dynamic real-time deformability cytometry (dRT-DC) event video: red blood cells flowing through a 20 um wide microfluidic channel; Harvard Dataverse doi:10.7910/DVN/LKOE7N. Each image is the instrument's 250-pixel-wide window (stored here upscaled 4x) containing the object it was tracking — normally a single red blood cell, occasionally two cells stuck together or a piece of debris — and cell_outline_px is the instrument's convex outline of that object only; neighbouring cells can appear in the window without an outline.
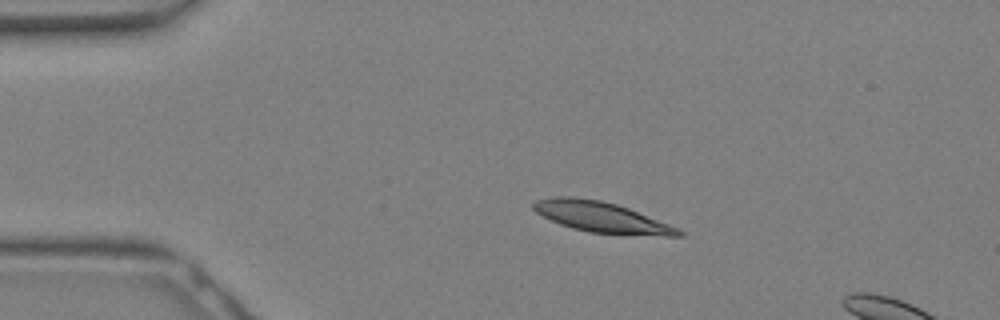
{"species": "Egyptian fruit bat (a non-hibernating species)", "species_latin": "Rousettus aegyptiacus", "temperature_condition": "warm", "stored_images_in_passage": 9, "camera_frame_rate_fps": 3000, "um_per_image_px": 0.085, "animal": {"sex": "female"}, "frame": {"image": 1, "passage_image": 6, "time_ms": 1.667, "image_size_px": [1000, 320], "cell_outline_px": [[684, 236], [664, 236], [588, 232], [572, 228], [560, 224], [536, 212], [532, 208], [532, 204], [536, 200], [552, 196], [572, 196], [600, 200], [616, 204], [628, 208], [668, 224], [684, 232]], "centroid_in_image_um": [51.08, 18.44], "position_along_channel_um": 33.9, "area_um2": 25.55}}